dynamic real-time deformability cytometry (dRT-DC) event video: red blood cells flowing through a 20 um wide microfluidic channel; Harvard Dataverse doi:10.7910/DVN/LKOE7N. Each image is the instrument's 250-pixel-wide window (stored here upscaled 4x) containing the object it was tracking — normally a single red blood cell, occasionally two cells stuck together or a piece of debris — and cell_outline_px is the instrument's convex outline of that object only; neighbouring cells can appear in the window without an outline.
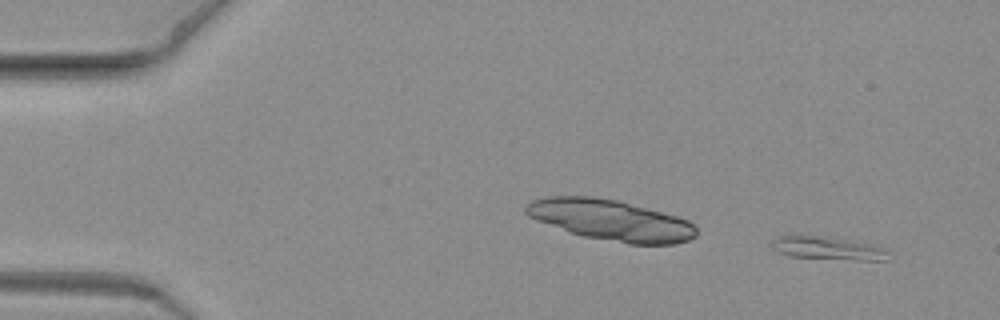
{"species": "common noctule bat (a hibernating species)", "species_latin": "Nyctalus noctula", "temperature_condition": "warm", "stored_images_in_passage": 6, "camera_frame_rate_fps": 3000, "um_per_image_px": 0.085, "animal": {"sex": "female", "body_mass_g": 19.3, "forearm_length_mm": 54.1}, "frame": {"image": 1, "passage_image": 1, "time_ms": 0.0, "image_size_px": [1000, 320], "cell_outline_px": [[892, 260], [856, 260], [788, 256], [776, 252], [772, 248], [772, 240], [780, 236], [792, 232], [800, 232], [880, 244], [888, 248], [892, 252]], "centroid_in_image_um": [70.45, 21.05], "position_along_channel_um": 14.5, "area_um2": 17.17}}
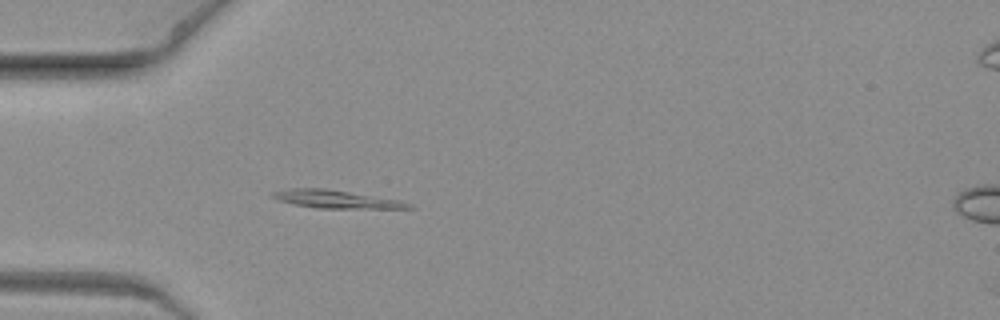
{"frame": {"image": 2, "passage_image": 6, "time_ms": 1.667, "image_size_px": [1000, 320], "cell_outline_px": [[416, 208], [320, 208], [292, 204], [280, 200], [272, 196], [272, 192], [288, 188], [324, 188], [400, 200], [412, 204]], "centroid_in_image_um": [28.57, 16.93], "position_along_channel_um": 56.4, "area_um2": 14.05}}